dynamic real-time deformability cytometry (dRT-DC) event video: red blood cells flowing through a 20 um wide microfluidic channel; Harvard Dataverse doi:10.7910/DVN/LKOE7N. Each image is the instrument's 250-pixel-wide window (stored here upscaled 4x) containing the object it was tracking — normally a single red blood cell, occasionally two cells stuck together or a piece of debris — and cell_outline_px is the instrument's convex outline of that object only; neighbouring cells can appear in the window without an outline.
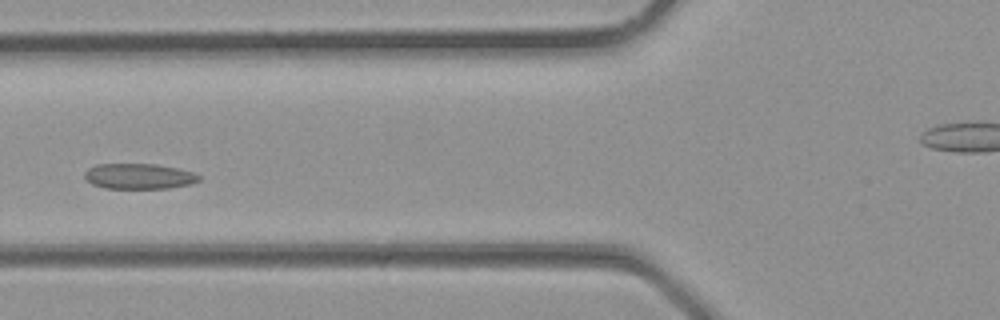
{"species": "common noctule bat (a hibernating species)", "species_latin": "Nyctalus noctula", "temperature_condition": "room temperature", "stored_images_in_passage": 32, "camera_frame_rate_fps": 3000, "um_per_image_px": 0.085, "animal": {"sex": "male", "body_mass_g": 23.1, "forearm_length_mm": 52.7}, "frame": {"image": 1, "passage_image": 10, "time_ms": 3.0, "image_size_px": [1000, 320], "cell_outline_px": [[200, 180], [192, 184], [168, 188], [104, 188], [92, 184], [84, 176], [84, 172], [88, 168], [96, 164], [156, 164], [176, 168], [192, 172], [200, 176]], "centroid_in_image_um": [11.8, 14.98], "position_along_channel_um": 114.0, "area_um2": 16.94}}
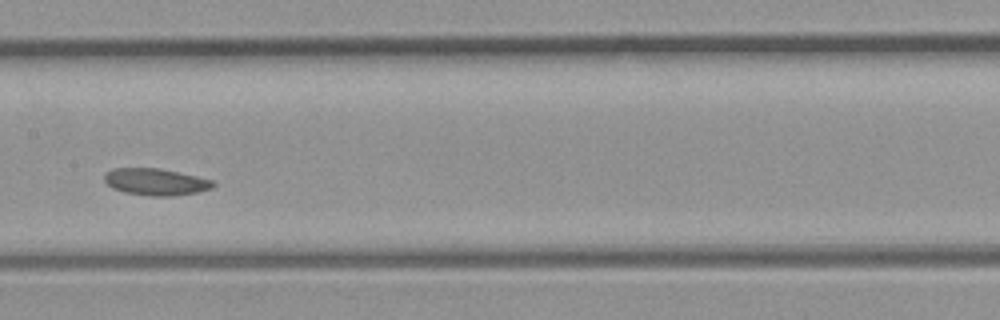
{"frame": {"image": 2, "passage_image": 14, "time_ms": 4.333, "image_size_px": [1000, 320], "cell_outline_px": [[216, 184], [212, 188], [196, 192], [172, 196], [152, 196], [124, 192], [112, 188], [104, 180], [104, 176], [112, 168], [160, 168], [196, 176], [212, 180]], "centroid_in_image_um": [13.23, 15.45], "position_along_channel_um": 194.2, "area_um2": 16.88}}